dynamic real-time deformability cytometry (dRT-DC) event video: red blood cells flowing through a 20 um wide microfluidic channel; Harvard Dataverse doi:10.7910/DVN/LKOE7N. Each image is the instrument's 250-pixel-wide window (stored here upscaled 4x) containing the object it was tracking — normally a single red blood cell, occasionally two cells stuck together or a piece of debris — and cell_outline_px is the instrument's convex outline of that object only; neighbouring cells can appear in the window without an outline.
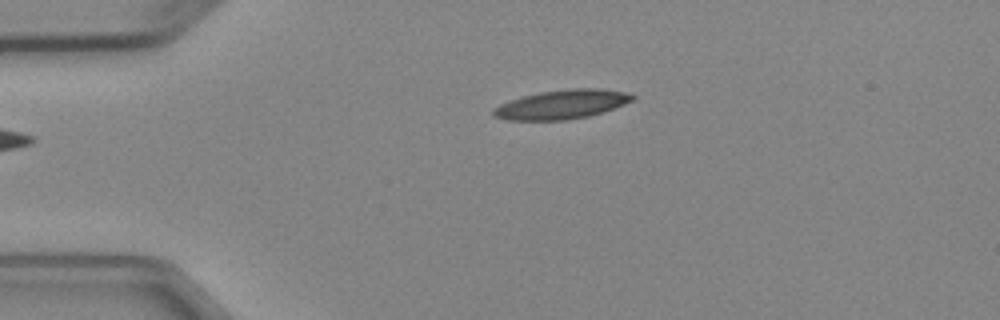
{"species": "Egyptian fruit bat (a non-hibernating species)", "species_latin": "Rousettus aegyptiacus", "temperature_condition": "cold", "stored_images_in_passage": 4, "camera_frame_rate_fps": 3000, "um_per_image_px": 0.085, "animal": {"sex": "female"}, "frame": {"image": 1, "passage_image": 4, "time_ms": 3.333, "image_size_px": [1000, 320], "cell_outline_px": [[636, 96], [632, 100], [624, 104], [588, 116], [568, 120], [508, 120], [492, 116], [492, 108], [500, 104], [524, 96], [540, 92], [568, 88], [600, 88], [628, 92]], "centroid_in_image_um": [47.74, 8.87], "position_along_channel_um": 37.3, "area_um2": 23.52}}